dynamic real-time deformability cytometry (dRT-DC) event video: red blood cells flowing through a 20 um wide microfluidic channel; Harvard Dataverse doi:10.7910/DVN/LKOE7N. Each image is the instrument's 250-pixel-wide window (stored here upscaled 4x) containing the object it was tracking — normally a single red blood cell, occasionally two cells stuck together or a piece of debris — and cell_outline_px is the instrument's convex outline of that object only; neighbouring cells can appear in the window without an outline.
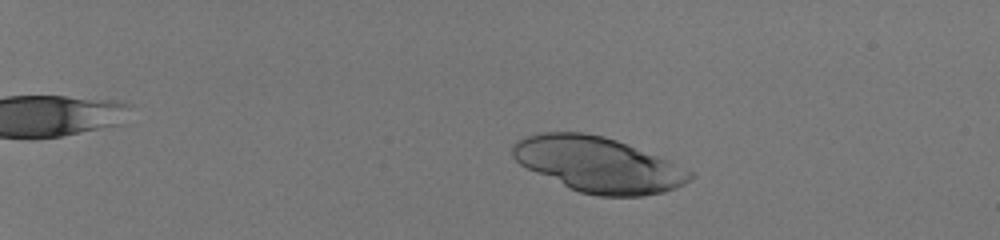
{"species": "human", "species_latin": "Homo sapiens", "temperature_condition": "room temperature", "stored_images_in_passage": 56, "camera_frame_rate_fps": 3000, "um_per_image_px": 0.085, "donor": {"sex": "male"}, "frame": {"image": 1, "passage_image": 13, "time_ms": 4.0, "image_size_px": [1000, 240], "cell_outline_px": [[692, 176], [684, 184], [676, 188], [664, 192], [644, 196], [600, 196], [580, 192], [568, 188], [520, 164], [512, 156], [512, 144], [516, 140], [524, 136], [540, 132], [584, 132], [604, 136], [628, 144], [668, 160], [692, 172]], "centroid_in_image_um": [50.81, 13.98], "position_along_channel_um": 34.2, "area_um2": 56.88}}
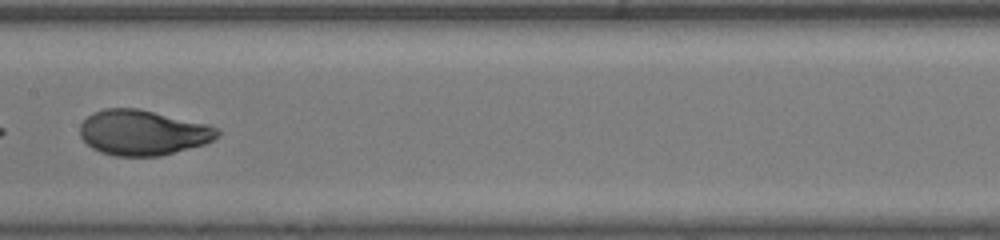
{"frame": {"image": 2, "passage_image": 35, "time_ms": 11.333, "image_size_px": [1000, 240], "cell_outline_px": [[220, 132], [212, 140], [204, 144], [160, 156], [116, 156], [100, 152], [92, 148], [80, 136], [80, 124], [88, 116], [104, 108], [136, 108], [208, 124], [220, 128]], "centroid_in_image_um": [12.14, 11.27], "position_along_channel_um": 195.3, "area_um2": 36.01}}
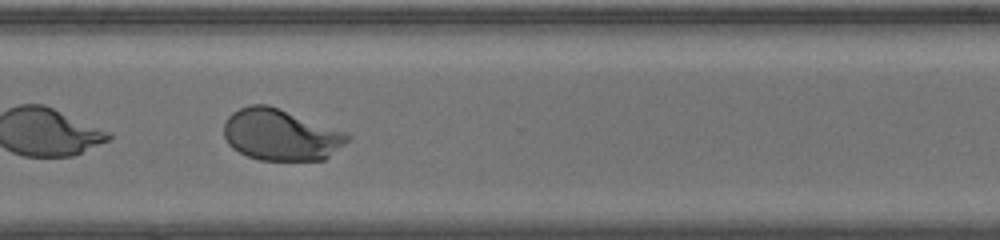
{"frame": {"image": 3, "passage_image": 46, "time_ms": 15.0, "image_size_px": [1000, 240], "cell_outline_px": [[352, 136], [344, 144], [324, 160], [260, 160], [248, 156], [232, 148], [228, 144], [224, 136], [224, 124], [228, 116], [232, 112], [240, 108], [252, 104], [268, 104], [280, 108], [348, 132]], "centroid_in_image_um": [23.87, 11.44], "position_along_channel_um": 346.7, "area_um2": 37.22}, "authors_computed_cell_mechanics": {"area_um2": 39.9398, "velocity_mm_per_s": 4.1288, "shape_relaxation_time_tau1_ms": 2.5116, "shape_relaxation_time_tau2_ms": null, "deformation_change_tau1": 0.1784, "deformation_change_tau2": null}}